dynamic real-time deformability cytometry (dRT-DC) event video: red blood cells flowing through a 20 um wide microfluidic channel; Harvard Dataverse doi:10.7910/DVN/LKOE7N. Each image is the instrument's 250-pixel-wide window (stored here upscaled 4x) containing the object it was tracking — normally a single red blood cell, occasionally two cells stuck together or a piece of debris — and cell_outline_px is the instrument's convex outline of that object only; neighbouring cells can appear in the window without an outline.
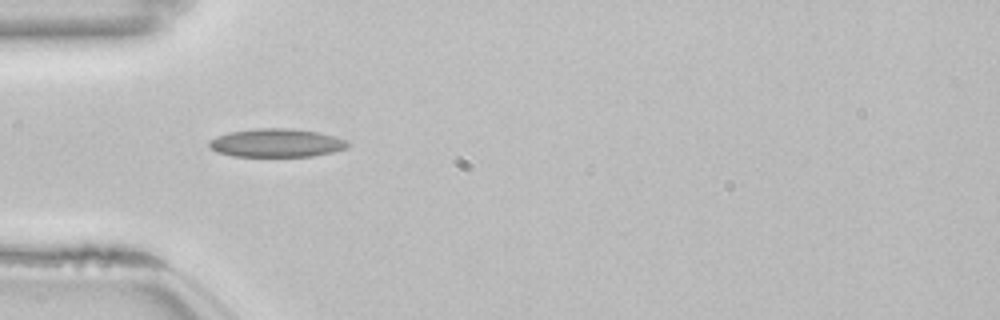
{"species": "common noctule bat (a hibernating species)", "species_latin": "Nyctalus noctula", "temperature_condition": "room temperature", "stored_images_in_passage": 38, "camera_frame_rate_fps": 3000, "um_per_image_px": 0.085, "animal": {"sex": "female", "body_mass_g": 22.7, "forearm_length_mm": 54.2}, "frame": {"image": 1, "passage_image": 1, "time_ms": 0.0, "image_size_px": [1000, 320], "cell_outline_px": [[348, 148], [332, 152], [312, 156], [232, 156], [216, 152], [208, 148], [208, 140], [216, 136], [228, 132], [256, 128], [292, 128], [320, 132], [344, 140], [348, 144]], "centroid_in_image_um": [23.43, 12.14], "position_along_channel_um": 61.6, "area_um2": 23.06}}
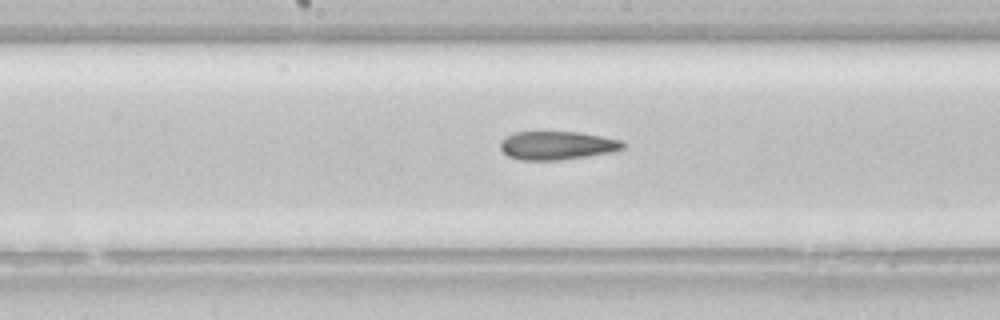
{"frame": {"image": 2, "passage_image": 12, "time_ms": 3.667, "image_size_px": [1000, 320], "cell_outline_px": [[624, 148], [612, 152], [560, 160], [520, 160], [508, 156], [500, 148], [500, 140], [504, 136], [512, 132], [580, 132], [620, 140], [624, 144]], "centroid_in_image_um": [47.29, 12.36], "position_along_channel_um": 200.9, "area_um2": 20.35}}
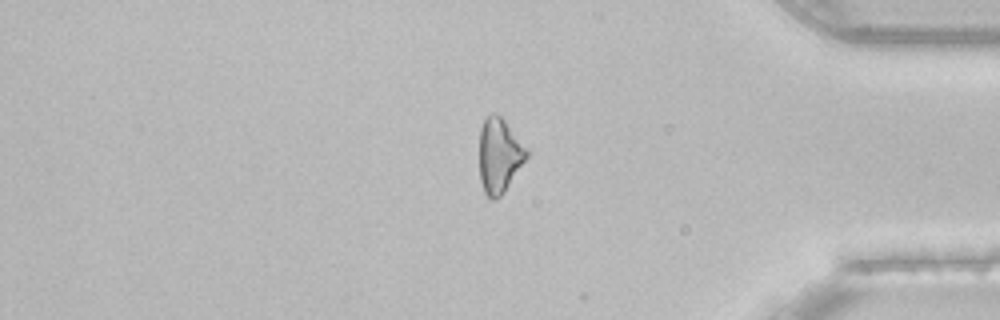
{"frame": {"image": 3, "passage_image": 29, "time_ms": 9.333, "image_size_px": [1000, 320], "cell_outline_px": [[528, 156], [504, 192], [496, 200], [492, 200], [484, 192], [480, 180], [480, 128], [484, 120], [492, 112], [496, 112], [504, 120], [528, 148]], "centroid_in_image_um": [42.44, 13.21], "position_along_channel_um": 392.8, "area_um2": 20.52}}